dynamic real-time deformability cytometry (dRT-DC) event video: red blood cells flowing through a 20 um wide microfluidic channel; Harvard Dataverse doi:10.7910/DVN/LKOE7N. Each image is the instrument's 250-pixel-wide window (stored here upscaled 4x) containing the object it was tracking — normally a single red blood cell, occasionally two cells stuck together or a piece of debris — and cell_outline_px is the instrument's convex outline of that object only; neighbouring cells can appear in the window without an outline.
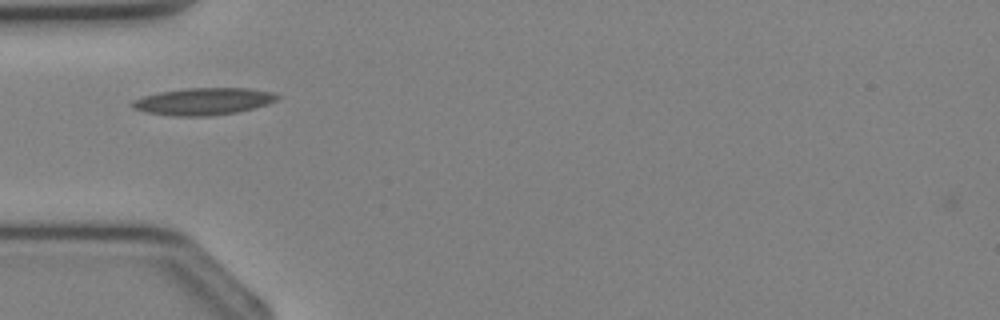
{"species": "Egyptian fruit bat (a non-hibernating species)", "species_latin": "Rousettus aegyptiacus", "temperature_condition": "cold", "stored_images_in_passage": 26, "camera_frame_rate_fps": 3000, "um_per_image_px": 0.085, "animal": {"sex": "female"}, "frame": {"image": 1, "passage_image": 1, "time_ms": 0.0, "image_size_px": [1000, 320], "cell_outline_px": [[280, 96], [276, 100], [268, 104], [236, 112], [208, 116], [172, 116], [144, 112], [132, 108], [128, 104], [132, 100], [144, 96], [160, 92], [184, 88], [248, 88], [272, 92]], "centroid_in_image_um": [17.23, 8.62], "position_along_channel_um": 67.8, "area_um2": 22.95}}
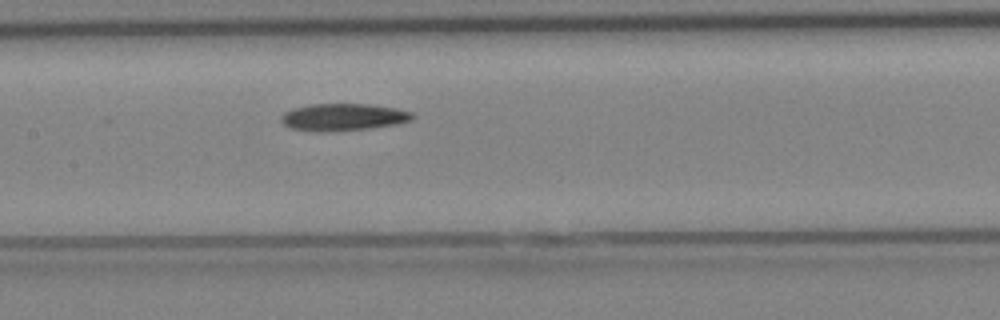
{"frame": {"image": 2, "passage_image": 7, "time_ms": 2.0, "image_size_px": [1000, 320], "cell_outline_px": [[416, 116], [412, 120], [396, 124], [372, 128], [292, 128], [284, 124], [280, 120], [280, 116], [284, 112], [292, 108], [312, 104], [368, 104], [396, 108], [412, 112]], "centroid_in_image_um": [29.26, 9.89], "position_along_channel_um": 178.1, "area_um2": 19.65}}
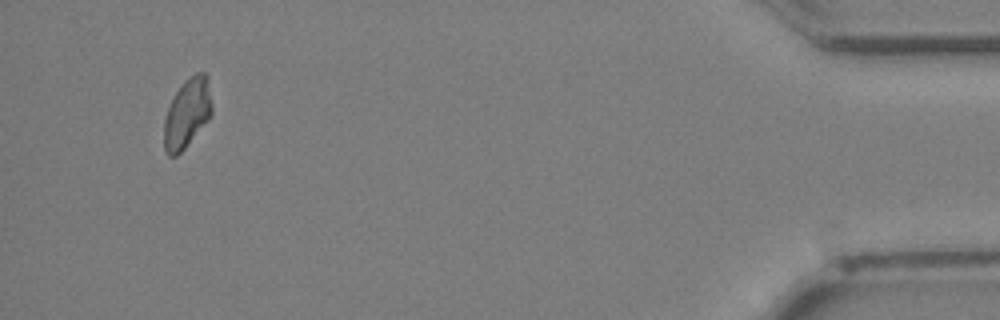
{"frame": {"image": 3, "passage_image": 24, "time_ms": 7.667, "image_size_px": [1000, 320], "cell_outline_px": [[212, 112], [208, 120], [184, 148], [176, 156], [168, 156], [164, 152], [164, 120], [168, 108], [176, 92], [184, 80], [196, 72], [204, 72], [208, 76], [212, 104]], "centroid_in_image_um": [15.91, 9.61], "position_along_channel_um": 419.3, "area_um2": 19.31}}